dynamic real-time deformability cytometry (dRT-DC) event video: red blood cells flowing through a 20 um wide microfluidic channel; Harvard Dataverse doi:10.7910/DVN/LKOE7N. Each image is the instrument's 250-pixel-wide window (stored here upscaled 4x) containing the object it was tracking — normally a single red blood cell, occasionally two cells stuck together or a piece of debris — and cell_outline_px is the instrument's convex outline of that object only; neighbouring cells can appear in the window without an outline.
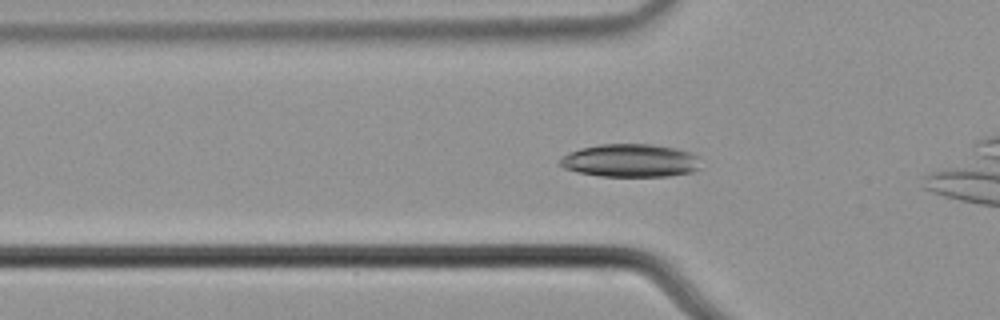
{"species": "common noctule bat (a hibernating species)", "species_latin": "Nyctalus noctula", "temperature_condition": "cold", "stored_images_in_passage": 34, "camera_frame_rate_fps": 3000, "um_per_image_px": 0.085, "animal": {"sex": "male", "body_mass_g": 21.5, "forearm_length_mm": 52.0}, "frame": {"image": 1, "passage_image": 6, "time_ms": 1.667, "image_size_px": [1000, 320], "cell_outline_px": [[700, 168], [692, 172], [668, 176], [600, 176], [580, 172], [564, 168], [556, 164], [568, 152], [580, 148], [600, 144], [652, 144], [676, 148], [688, 152], [696, 156]], "centroid_in_image_um": [53.55, 13.64], "position_along_channel_um": 72.3, "area_um2": 27.05}}
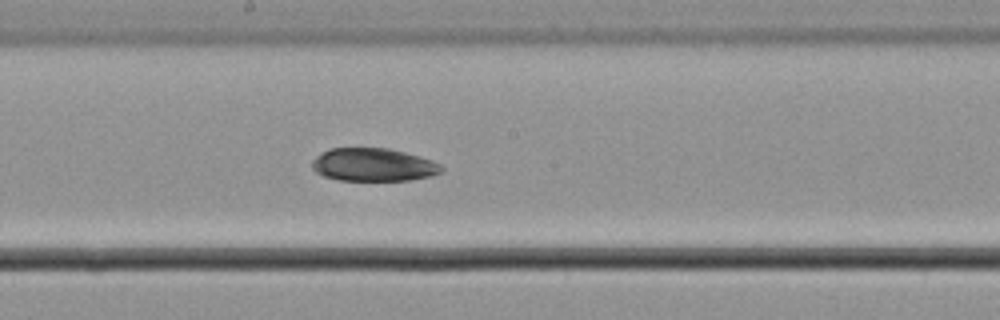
{"frame": {"image": 2, "passage_image": 18, "time_ms": 5.667, "image_size_px": [1000, 320], "cell_outline_px": [[444, 168], [440, 172], [432, 176], [408, 180], [340, 180], [324, 176], [316, 172], [312, 168], [312, 160], [316, 156], [332, 148], [388, 148], [404, 152], [432, 160], [440, 164]], "centroid_in_image_um": [31.74, 14.0], "position_along_channel_um": 216.5, "area_um2": 24.74}}
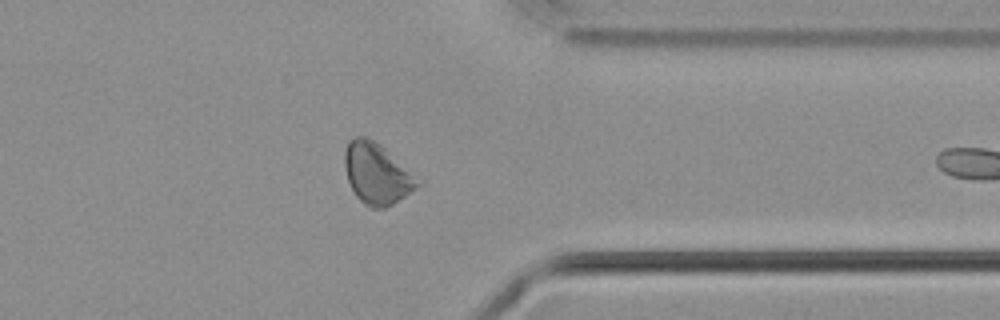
{"frame": {"image": 3, "passage_image": 32, "time_ms": 10.333, "image_size_px": [1000, 320], "cell_outline_px": [[420, 184], [416, 188], [392, 204], [384, 208], [368, 208], [356, 196], [348, 180], [344, 168], [344, 152], [348, 140], [356, 136], [364, 136], [380, 144]], "centroid_in_image_um": [31.93, 14.76], "position_along_channel_um": 379.5, "area_um2": 25.09}}